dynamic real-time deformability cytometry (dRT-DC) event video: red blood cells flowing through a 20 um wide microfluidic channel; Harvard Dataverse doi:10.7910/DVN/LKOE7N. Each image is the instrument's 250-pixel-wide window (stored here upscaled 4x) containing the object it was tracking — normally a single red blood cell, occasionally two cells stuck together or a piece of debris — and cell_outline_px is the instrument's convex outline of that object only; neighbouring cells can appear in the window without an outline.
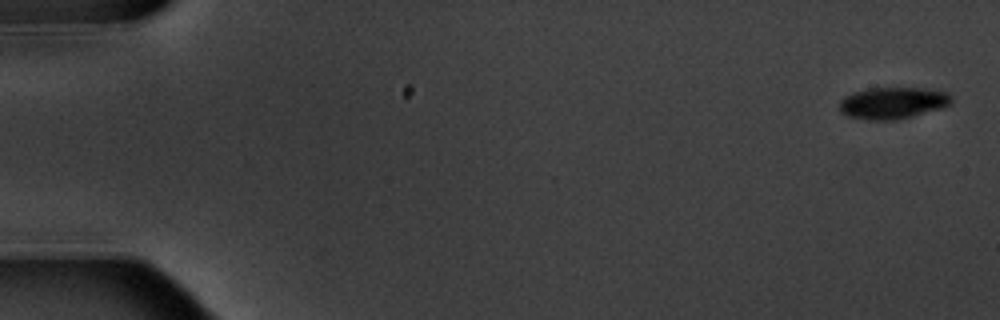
{"species": "common noctule bat (a hibernating species)", "species_latin": "Nyctalus noctula", "temperature_condition": "warm", "stored_images_in_passage": 6, "camera_frame_rate_fps": 3000, "um_per_image_px": 0.085, "animal": {"sex": "male", "body_mass_g": 20.1, "forearm_length_mm": 53.5}, "frame": {"image": 1, "passage_image": 1, "time_ms": 0.0, "image_size_px": [1000, 320], "cell_outline_px": [[952, 104], [944, 108], [896, 120], [872, 120], [848, 116], [840, 112], [840, 100], [844, 96], [852, 92], [868, 88], [924, 88], [948, 92], [952, 96]], "centroid_in_image_um": [75.92, 8.74], "position_along_channel_um": 9.1, "area_um2": 20.92}}
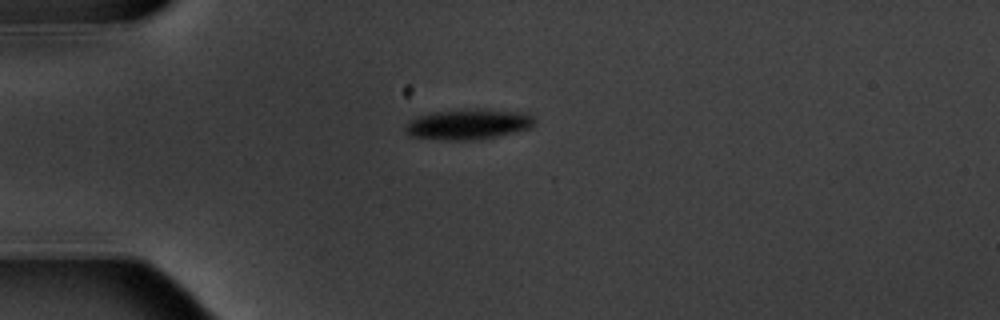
{"frame": {"image": 2, "passage_image": 5, "time_ms": 4.667, "image_size_px": [1000, 320], "cell_outline_px": [[536, 124], [532, 128], [484, 140], [444, 140], [408, 136], [404, 128], [408, 120], [416, 116], [436, 112], [464, 108], [484, 108], [532, 112], [536, 116]], "centroid_in_image_um": [39.91, 10.54], "position_along_channel_um": 45.1, "area_um2": 24.1}}